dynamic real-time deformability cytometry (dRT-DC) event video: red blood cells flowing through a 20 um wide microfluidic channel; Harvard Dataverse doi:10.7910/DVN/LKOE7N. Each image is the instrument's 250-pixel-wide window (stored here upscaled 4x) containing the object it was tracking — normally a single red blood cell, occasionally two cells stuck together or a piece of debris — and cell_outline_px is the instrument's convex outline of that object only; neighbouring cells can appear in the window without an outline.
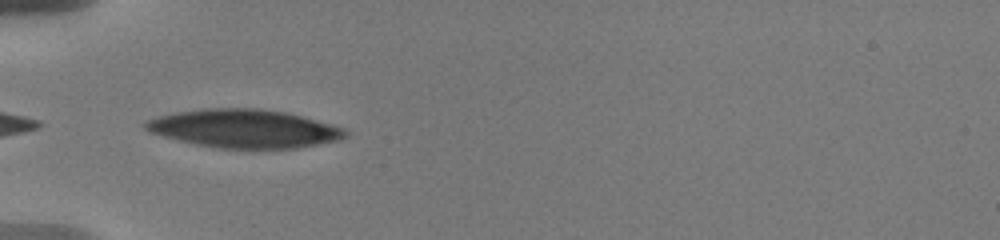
{"species": "human", "species_latin": "Homo sapiens", "temperature_condition": "warm", "stored_images_in_passage": 31, "camera_frame_rate_fps": 3000, "um_per_image_px": 0.085, "donor": {"sex": "male"}, "frame": {"image": 1, "passage_image": 1, "time_ms": 0.0, "image_size_px": [1000, 240], "cell_outline_px": [[348, 136], [336, 140], [296, 148], [220, 148], [196, 144], [148, 132], [140, 124], [144, 120], [176, 112], [204, 108], [260, 108], [284, 112], [300, 116], [344, 128], [348, 132]], "centroid_in_image_um": [20.69, 10.92], "position_along_channel_um": 64.3, "area_um2": 44.33}}
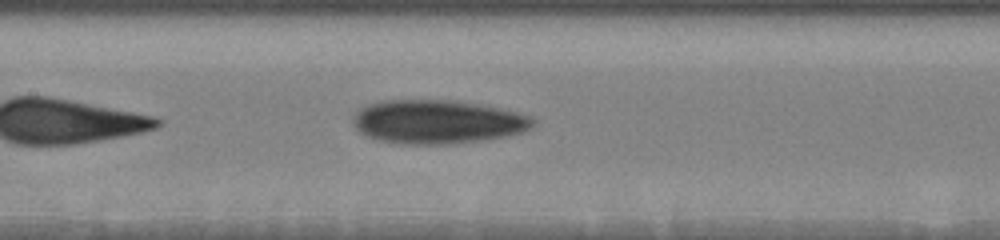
{"frame": {"image": 2, "passage_image": 9, "time_ms": 3.0, "image_size_px": [1000, 240], "cell_outline_px": [[536, 120], [528, 128], [520, 132], [504, 136], [484, 140], [452, 144], [400, 144], [380, 140], [368, 136], [360, 132], [352, 124], [352, 120], [356, 112], [360, 108], [368, 104], [384, 100], [460, 100], [500, 108], [532, 116]], "centroid_in_image_um": [37.16, 10.34], "position_along_channel_um": 170.2, "area_um2": 45.95}}
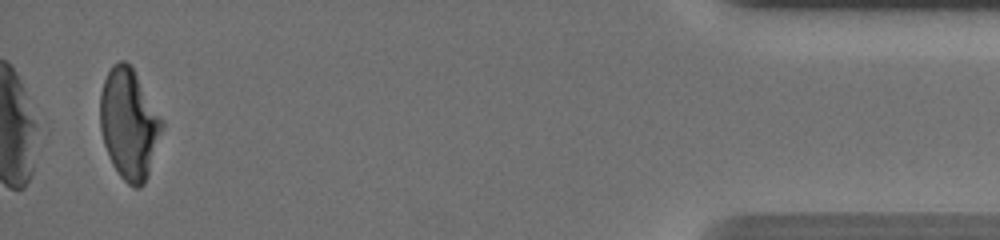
{"frame": {"image": 3, "passage_image": 31, "time_ms": 11.667, "image_size_px": [1000, 240], "cell_outline_px": [[164, 128], [144, 184], [140, 188], [136, 188], [128, 184], [120, 176], [112, 164], [108, 156], [104, 144], [100, 128], [100, 92], [104, 80], [112, 64], [120, 60], [124, 60], [132, 68], [164, 120]], "centroid_in_image_um": [10.97, 10.54], "position_along_channel_um": 424.2, "area_um2": 39.82}, "authors_computed_cell_mechanics": {"area_um2": 43.4078, "velocity_mm_per_s": 3.694, "shape_relaxation_time_tau1_ms": 5.1949, "shape_relaxation_time_tau2_ms": 4.2527, "deformation_change_tau1": 0.1642, "deformation_change_tau2": 0.1317}}